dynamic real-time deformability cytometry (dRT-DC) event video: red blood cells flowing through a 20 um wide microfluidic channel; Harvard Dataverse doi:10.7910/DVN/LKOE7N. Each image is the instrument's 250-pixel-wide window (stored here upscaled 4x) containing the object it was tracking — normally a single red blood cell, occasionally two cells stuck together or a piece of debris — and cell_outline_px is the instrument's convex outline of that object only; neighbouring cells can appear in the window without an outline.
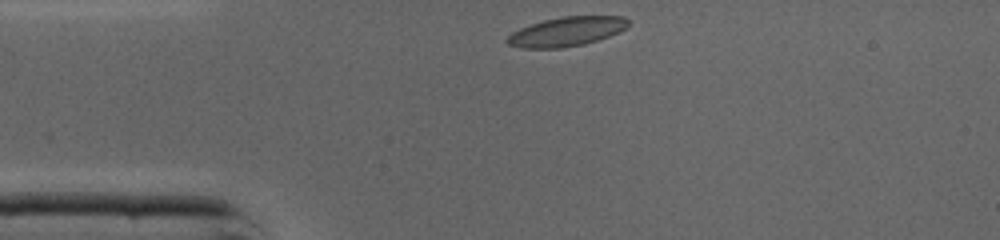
{"species": "common noctule bat (a hibernating species)", "species_latin": "Nyctalus noctula", "temperature_condition": "cold", "stored_images_in_passage": 28, "camera_frame_rate_fps": 3000, "um_per_image_px": 0.085, "animal": {"sex": "male", "body_mass_g": 19.0, "forearm_length_mm": 50.8}, "frame": {"image": 1, "passage_image": 1, "time_ms": 0.0, "image_size_px": [1000, 240], "cell_outline_px": [[628, 24], [620, 32], [584, 44], [560, 48], [520, 48], [508, 44], [504, 40], [512, 32], [520, 28], [544, 20], [560, 16], [624, 16], [628, 20]], "centroid_in_image_um": [48.13, 2.68], "position_along_channel_um": 36.9, "area_um2": 20.58}}
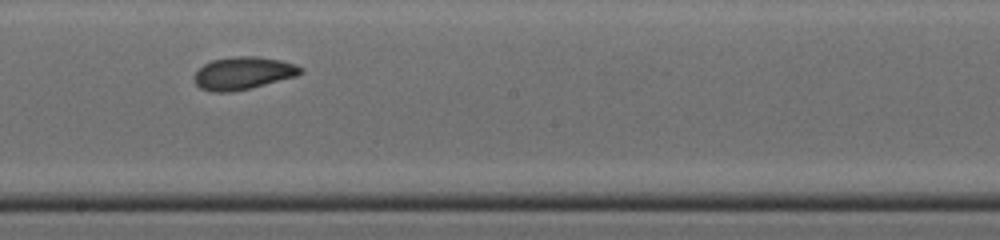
{"frame": {"image": 2, "passage_image": 16, "time_ms": 5.0, "image_size_px": [1000, 240], "cell_outline_px": [[304, 72], [296, 76], [232, 92], [212, 92], [200, 88], [196, 84], [192, 76], [204, 64], [212, 60], [236, 56], [256, 56], [280, 60], [296, 64], [304, 68]], "centroid_in_image_um": [20.66, 6.21], "position_along_channel_um": 227.5, "area_um2": 20.17}}
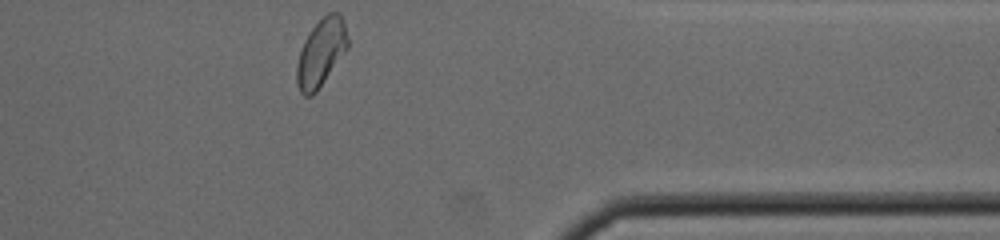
{"frame": {"image": 3, "passage_image": 28, "time_ms": 9.0, "image_size_px": [1000, 240], "cell_outline_px": [[348, 48], [316, 92], [312, 96], [304, 96], [300, 92], [296, 84], [296, 64], [304, 40], [312, 28], [328, 12], [340, 12], [344, 24], [348, 40]], "centroid_in_image_um": [27.27, 4.5], "position_along_channel_um": 384.1, "area_um2": 19.94}, "authors_computed_cell_mechanics": {"area_um2": 20.1433, "velocity_mm_per_s": 4.3404, "shape_relaxation_time_tau1_ms": 5.4798, "shape_relaxation_time_tau2_ms": 2.6071, "deformation_change_tau1": 0.1447, "deformation_change_tau2": 0.0864}}